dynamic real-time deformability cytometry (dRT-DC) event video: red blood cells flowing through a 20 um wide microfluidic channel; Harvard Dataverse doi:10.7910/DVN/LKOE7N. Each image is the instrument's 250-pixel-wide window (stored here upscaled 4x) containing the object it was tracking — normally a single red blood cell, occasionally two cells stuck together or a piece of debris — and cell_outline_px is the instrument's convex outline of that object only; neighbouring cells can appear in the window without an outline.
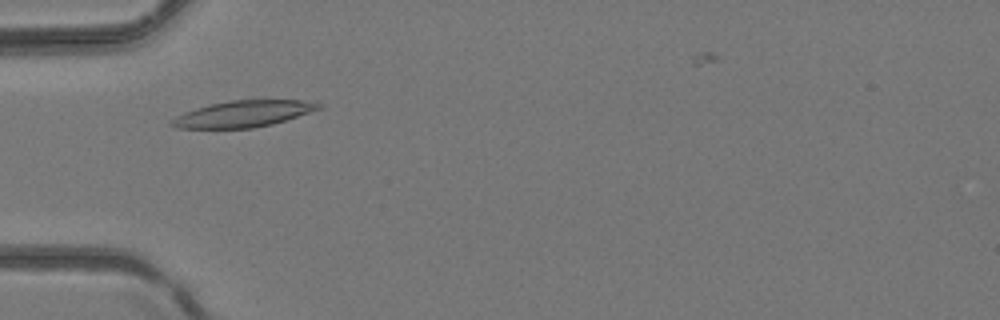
{"species": "common noctule bat (a hibernating species)", "species_latin": "Nyctalus noctula", "temperature_condition": "room temperature", "stored_images_in_passage": 1, "camera_frame_rate_fps": 3000, "um_per_image_px": 0.085, "animal": {"sex": "female", "body_mass_g": 24.6, "forearm_length_mm": 56.2}, "frame": {"image": 1, "passage_image": 1, "time_ms": 0.0, "image_size_px": [1000, 320], "cell_outline_px": [[324, 108], [272, 124], [252, 128], [176, 128], [168, 124], [168, 120], [184, 112], [196, 108], [212, 104], [232, 100], [300, 100], [324, 104]], "centroid_in_image_um": [20.67, 9.68], "position_along_channel_um": 64.3, "area_um2": 22.6}}